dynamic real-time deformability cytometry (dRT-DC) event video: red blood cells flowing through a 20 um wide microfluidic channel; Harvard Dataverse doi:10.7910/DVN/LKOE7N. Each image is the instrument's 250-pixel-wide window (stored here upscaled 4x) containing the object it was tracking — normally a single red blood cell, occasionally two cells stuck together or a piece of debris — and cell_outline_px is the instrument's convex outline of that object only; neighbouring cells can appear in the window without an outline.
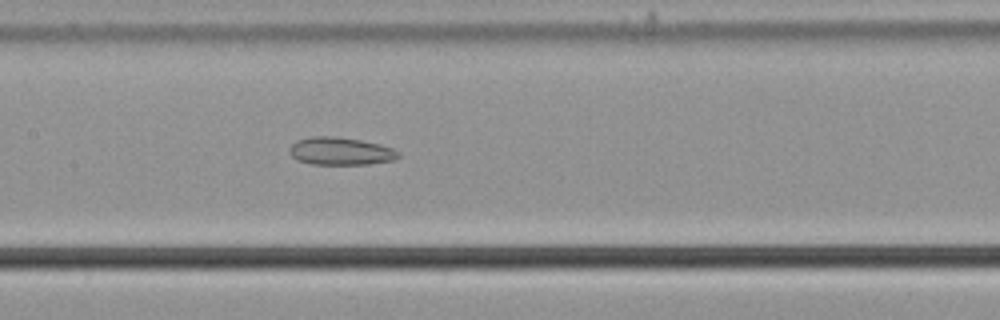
{"species": "common noctule bat (a hibernating species)", "species_latin": "Nyctalus noctula", "temperature_condition": "cold", "stored_images_in_passage": 44, "camera_frame_rate_fps": 3000, "um_per_image_px": 0.085, "animal": {"sex": "male", "body_mass_g": 21.5, "forearm_length_mm": 52.0}, "frame": {"image": 1, "passage_image": 16, "time_ms": 5.0, "image_size_px": [1000, 320], "cell_outline_px": [[400, 156], [392, 160], [368, 164], [312, 164], [296, 160], [288, 152], [288, 148], [296, 140], [312, 136], [340, 136], [380, 144], [392, 148], [400, 152]], "centroid_in_image_um": [28.91, 12.84], "position_along_channel_um": 178.5, "area_um2": 17.74}}
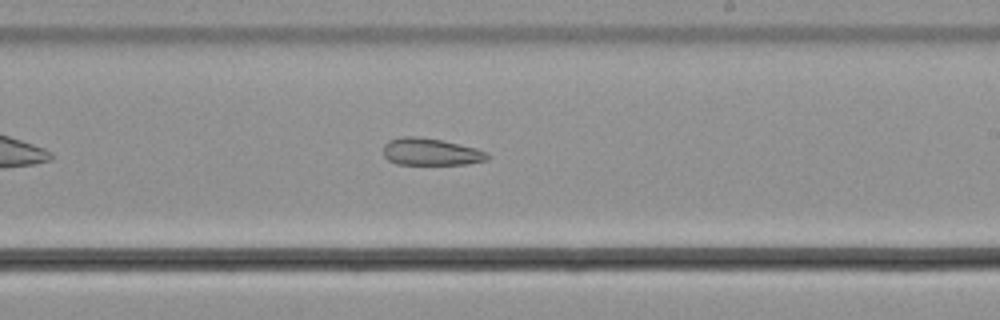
{"frame": {"image": 2, "passage_image": 22, "time_ms": 7.0, "image_size_px": [1000, 320], "cell_outline_px": [[488, 160], [468, 164], [396, 164], [388, 160], [384, 156], [384, 144], [388, 140], [404, 136], [416, 136], [440, 140], [476, 148], [488, 152]], "centroid_in_image_um": [36.61, 12.91], "position_along_channel_um": 252.4, "area_um2": 16.42}}
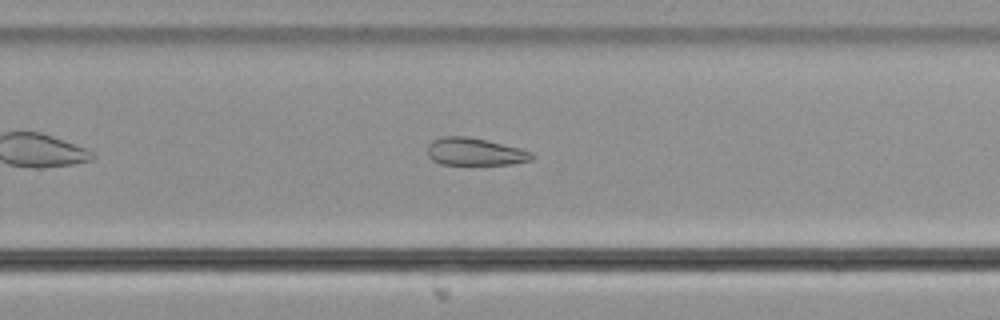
{"frame": {"image": 3, "passage_image": 25, "time_ms": 8.0, "image_size_px": [1000, 320], "cell_outline_px": [[532, 160], [512, 164], [440, 164], [432, 160], [428, 156], [428, 144], [432, 140], [440, 136], [468, 136], [520, 148], [532, 152]], "centroid_in_image_um": [40.33, 12.89], "position_along_channel_um": 289.5, "area_um2": 16.7}, "authors_computed_cell_mechanics": {"area_um2": 19.1607, "velocity_mm_per_s": 3.7088, "shape_relaxation_time_tau1_ms": null, "shape_relaxation_time_tau2_ms": 3.9828, "deformation_change_tau1": null, "deformation_change_tau2": 0.121}}